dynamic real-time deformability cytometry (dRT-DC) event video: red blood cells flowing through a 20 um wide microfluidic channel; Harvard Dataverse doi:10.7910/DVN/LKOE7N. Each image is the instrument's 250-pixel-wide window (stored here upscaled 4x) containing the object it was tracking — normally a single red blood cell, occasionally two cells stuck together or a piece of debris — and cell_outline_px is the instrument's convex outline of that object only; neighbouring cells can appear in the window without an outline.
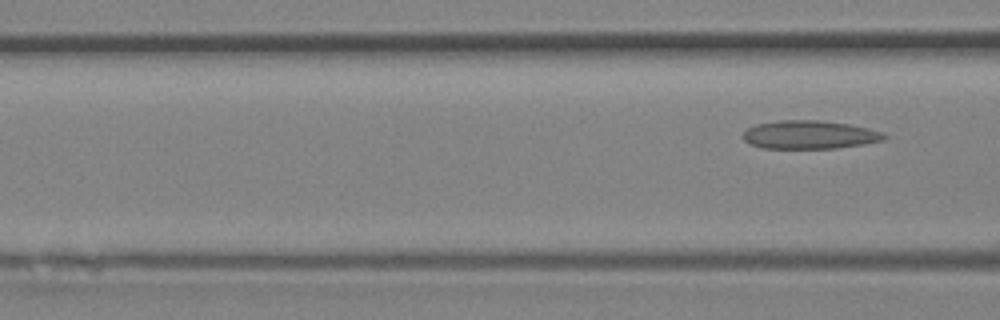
{"species": "Egyptian fruit bat (a non-hibernating species)", "species_latin": "Rousettus aegyptiacus", "temperature_condition": "room temperature", "stored_images_in_passage": 6, "segment_of_instrument_passage": [2, 2], "camera_frame_rate_fps": 3000, "um_per_image_px": 0.085, "animal": {"sex": "female"}, "frame": {"image": 1, "passage_image": 6, "time_ms": 1.667, "image_size_px": [1000, 320], "cell_outline_px": [[888, 136], [884, 140], [864, 144], [836, 148], [764, 148], [752, 144], [744, 140], [744, 132], [748, 128], [756, 124], [780, 120], [820, 120], [848, 124], [868, 128], [880, 132]], "centroid_in_image_um": [68.83, 11.45], "position_along_channel_um": 97.8, "area_um2": 23.12}}